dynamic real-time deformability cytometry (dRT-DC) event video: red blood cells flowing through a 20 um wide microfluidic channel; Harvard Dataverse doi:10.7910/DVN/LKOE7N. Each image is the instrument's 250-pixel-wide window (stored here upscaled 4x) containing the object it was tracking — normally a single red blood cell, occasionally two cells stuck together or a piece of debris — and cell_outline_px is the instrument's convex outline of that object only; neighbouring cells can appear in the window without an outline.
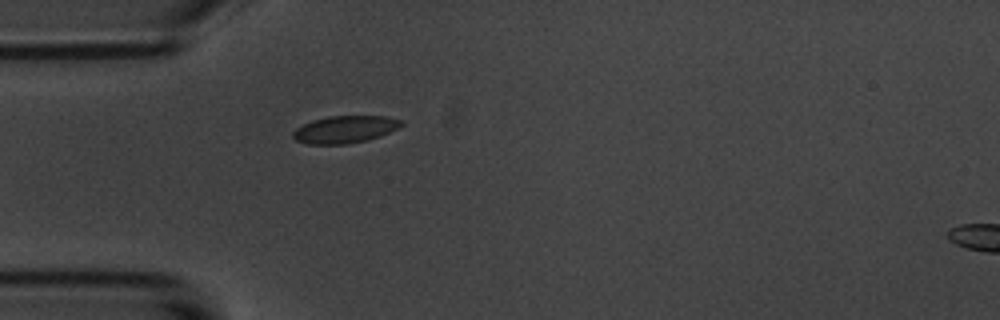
{"species": "common noctule bat (a hibernating species)", "species_latin": "Nyctalus noctula", "temperature_condition": "room temperature", "stored_images_in_passage": 34, "camera_frame_rate_fps": 3000, "um_per_image_px": 0.085, "animal": {"sex": "male", "body_mass_g": 20.1, "forearm_length_mm": 53.5}, "frame": {"image": 1, "passage_image": 1, "time_ms": 0.0, "image_size_px": [1000, 320], "cell_outline_px": [[404, 124], [380, 136], [348, 144], [308, 144], [296, 140], [292, 136], [292, 132], [296, 128], [312, 120], [328, 116], [388, 116], [404, 120]], "centroid_in_image_um": [29.31, 10.99], "position_along_channel_um": 55.7, "area_um2": 17.17}}
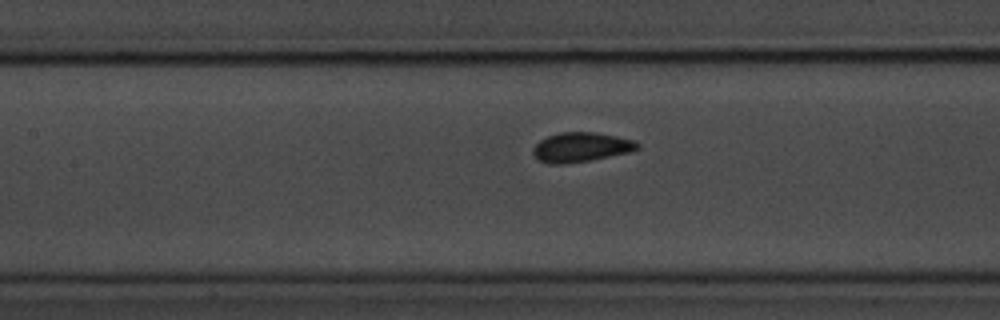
{"frame": {"image": 2, "passage_image": 10, "time_ms": 3.0, "image_size_px": [1000, 320], "cell_outline_px": [[640, 148], [632, 152], [592, 160], [560, 164], [548, 164], [540, 160], [532, 152], [532, 148], [540, 140], [548, 136], [560, 132], [596, 132], [636, 140], [640, 144]], "centroid_in_image_um": [49.44, 12.51], "position_along_channel_um": 158.0, "area_um2": 18.15}}
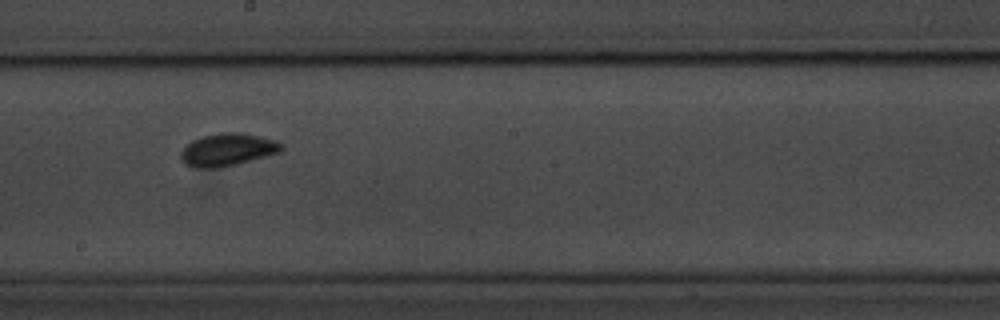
{"frame": {"image": 3, "passage_image": 16, "time_ms": 5.0, "image_size_px": [1000, 320], "cell_outline_px": [[284, 148], [280, 152], [236, 164], [216, 168], [196, 168], [184, 164], [180, 156], [180, 152], [192, 140], [204, 136], [224, 132], [240, 132], [260, 136], [276, 140], [284, 144]], "centroid_in_image_um": [19.36, 12.72], "position_along_channel_um": 228.8, "area_um2": 19.07}, "authors_computed_cell_mechanics": {"area_um2": 17.4556, "velocity_mm_per_s": 3.5545, "shape_relaxation_time_tau1_ms": 1.9396, "shape_relaxation_time_tau2_ms": null, "deformation_change_tau1": 0.0847, "deformation_change_tau2": null}}